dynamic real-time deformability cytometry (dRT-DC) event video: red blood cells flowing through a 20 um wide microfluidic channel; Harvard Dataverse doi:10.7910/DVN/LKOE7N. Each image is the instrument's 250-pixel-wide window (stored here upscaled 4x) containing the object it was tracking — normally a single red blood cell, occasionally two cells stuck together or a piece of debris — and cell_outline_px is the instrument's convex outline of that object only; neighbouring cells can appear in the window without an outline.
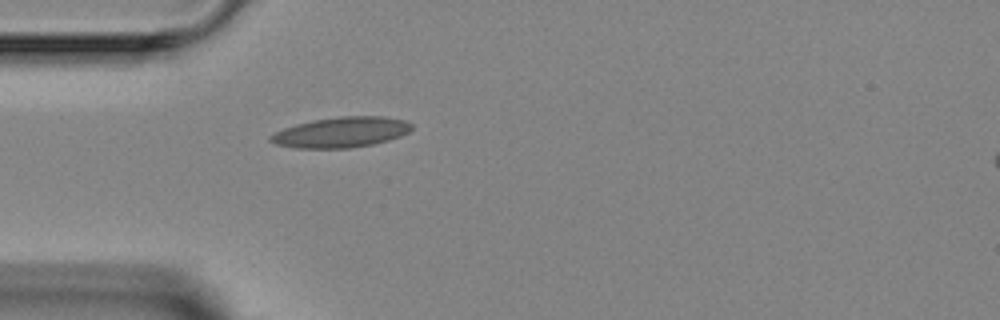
{"species": "Egyptian fruit bat (a non-hibernating species)", "species_latin": "Rousettus aegyptiacus", "temperature_condition": "room temperature", "stored_images_in_passage": 1, "camera_frame_rate_fps": 3000, "um_per_image_px": 0.085, "animal": {"sex": "female"}, "frame": {"image": 1, "passage_image": 1, "time_ms": 0.0, "image_size_px": [1000, 320], "cell_outline_px": [[412, 128], [408, 132], [400, 136], [388, 140], [372, 144], [348, 148], [296, 148], [276, 144], [268, 140], [268, 136], [284, 128], [296, 124], [312, 120], [340, 116], [384, 116], [404, 120], [412, 124]], "centroid_in_image_um": [28.98, 11.24], "position_along_channel_um": 56.0, "area_um2": 24.97}}